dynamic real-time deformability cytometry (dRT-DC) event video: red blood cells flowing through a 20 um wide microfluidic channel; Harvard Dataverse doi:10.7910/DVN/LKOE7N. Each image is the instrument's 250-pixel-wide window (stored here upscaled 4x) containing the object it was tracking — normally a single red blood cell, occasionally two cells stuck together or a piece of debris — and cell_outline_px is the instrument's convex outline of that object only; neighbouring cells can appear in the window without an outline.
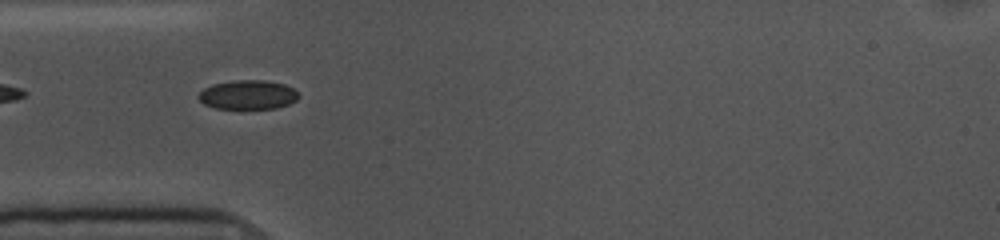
{"species": "common noctule bat (a hibernating species)", "species_latin": "Nyctalus noctula", "temperature_condition": "cold", "stored_images_in_passage": 42, "camera_frame_rate_fps": 3000, "um_per_image_px": 0.085, "animal": {"sex": "female", "body_mass_g": 10.0, "forearm_length_mm": 53.1}, "frame": {"image": 1, "passage_image": 3, "time_ms": 0.667, "image_size_px": [1000, 240], "cell_outline_px": [[300, 96], [296, 100], [288, 104], [276, 108], [240, 112], [216, 108], [204, 104], [196, 96], [204, 88], [212, 84], [232, 80], [264, 80], [284, 84], [292, 88]], "centroid_in_image_um": [21.03, 8.1], "position_along_channel_um": 64.0, "area_um2": 17.8}}
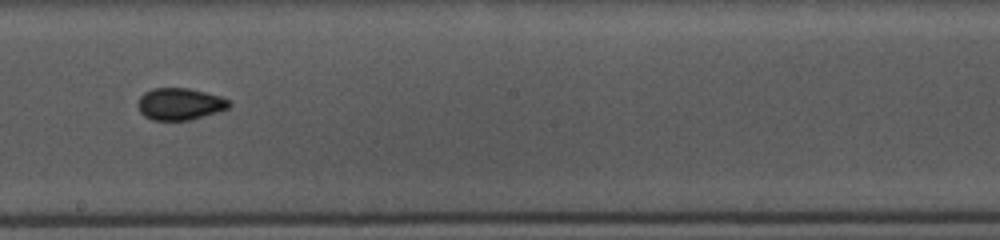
{"frame": {"image": 2, "passage_image": 17, "time_ms": 5.333, "image_size_px": [1000, 240], "cell_outline_px": [[232, 104], [228, 108], [220, 112], [188, 120], [152, 120], [144, 116], [140, 112], [136, 104], [140, 96], [144, 92], [152, 88], [188, 88], [220, 96], [228, 100]], "centroid_in_image_um": [15.27, 8.84], "position_along_channel_um": 232.9, "area_um2": 17.11}}
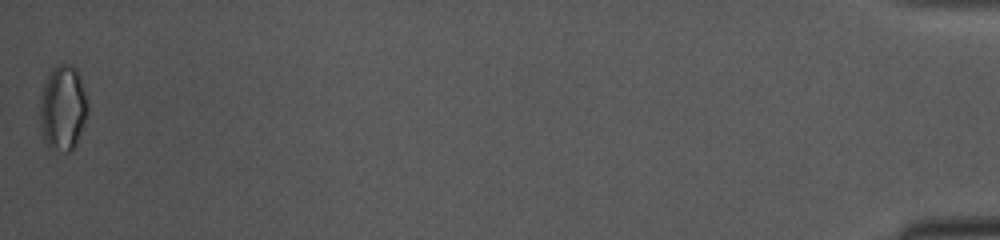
{"frame": {"image": 3, "passage_image": 42, "time_ms": 13.667, "image_size_px": [1000, 240], "cell_outline_px": [[88, 116], [76, 144], [68, 152], [64, 152], [48, 148], [40, 124], [40, 96], [48, 76], [60, 64], [72, 64], [76, 68], [80, 76], [84, 88], [88, 104]], "centroid_in_image_um": [5.37, 9.2], "position_along_channel_um": 429.8, "area_um2": 23.7}, "authors_computed_cell_mechanics": {"area_um2": 17.1088, "velocity_mm_per_s": 3.6024, "shape_relaxation_time_tau1_ms": 2.5115, "shape_relaxation_time_tau2_ms": 2.169, "deformation_change_tau1": 0.0619, "deformation_change_tau2": 0.0527}}